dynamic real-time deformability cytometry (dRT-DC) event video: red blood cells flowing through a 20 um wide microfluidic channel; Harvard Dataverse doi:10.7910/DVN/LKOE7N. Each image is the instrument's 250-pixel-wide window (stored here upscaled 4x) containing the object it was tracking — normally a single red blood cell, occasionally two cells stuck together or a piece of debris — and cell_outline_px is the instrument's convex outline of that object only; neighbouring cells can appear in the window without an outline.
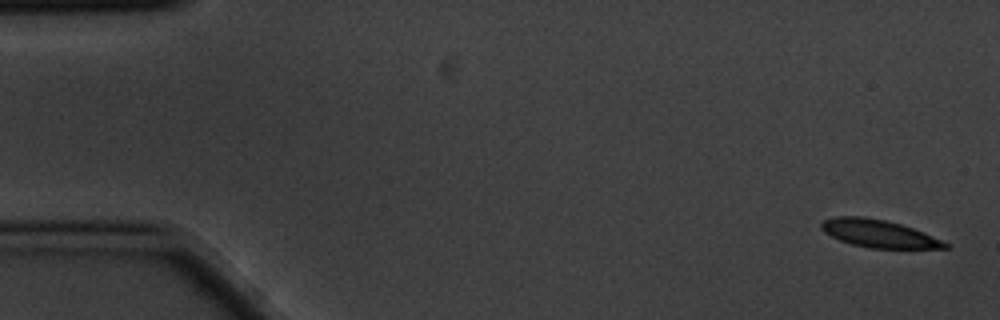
{"species": "common noctule bat (a hibernating species)", "species_latin": "Nyctalus noctula", "temperature_condition": "cold", "stored_images_in_passage": 9, "camera_frame_rate_fps": 3000, "um_per_image_px": 0.085, "animal": {"sex": "male", "body_mass_g": 20.1, "forearm_length_mm": 53.5}, "frame": {"image": 1, "passage_image": 1, "time_ms": 0.0, "image_size_px": [1000, 320], "cell_outline_px": [[948, 248], [868, 248], [852, 244], [840, 240], [824, 232], [820, 228], [820, 224], [824, 220], [836, 216], [864, 216], [884, 220], [900, 224], [924, 232], [948, 244]], "centroid_in_image_um": [74.64, 19.85], "position_along_channel_um": 10.4, "area_um2": 19.71}}
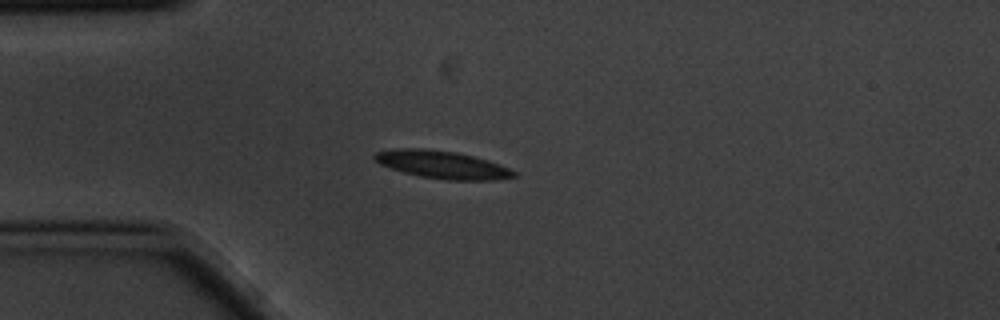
{"frame": {"image": 2, "passage_image": 4, "time_ms": 1.0, "image_size_px": [1000, 320], "cell_outline_px": [[516, 176], [496, 180], [448, 180], [420, 176], [404, 172], [380, 164], [372, 156], [376, 152], [400, 148], [420, 148], [456, 152], [488, 160], [500, 164], [516, 172]], "centroid_in_image_um": [37.61, 14.0], "position_along_channel_um": 47.4, "area_um2": 22.25}}